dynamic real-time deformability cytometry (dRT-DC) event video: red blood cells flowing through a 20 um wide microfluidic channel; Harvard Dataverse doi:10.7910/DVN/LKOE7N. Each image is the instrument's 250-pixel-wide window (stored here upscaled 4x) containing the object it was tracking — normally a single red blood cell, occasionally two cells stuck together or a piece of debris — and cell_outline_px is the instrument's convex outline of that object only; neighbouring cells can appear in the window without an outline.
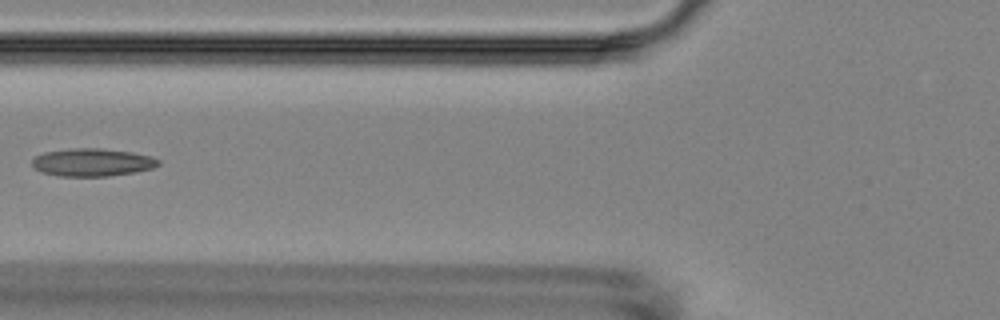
{"species": "Egyptian fruit bat (a non-hibernating species)", "species_latin": "Rousettus aegyptiacus", "temperature_condition": "room temperature", "stored_images_in_passage": 7, "camera_frame_rate_fps": 3000, "um_per_image_px": 0.085, "animal": {"sex": "female"}, "frame": {"image": 1, "passage_image": 6, "time_ms": 6.0, "image_size_px": [1000, 320], "cell_outline_px": [[160, 164], [152, 168], [136, 172], [108, 176], [56, 176], [40, 172], [32, 168], [32, 160], [36, 156], [44, 152], [76, 148], [100, 148], [132, 152], [152, 156], [160, 160]], "centroid_in_image_um": [7.83, 13.8], "position_along_channel_um": 118.0, "area_um2": 20.63}}